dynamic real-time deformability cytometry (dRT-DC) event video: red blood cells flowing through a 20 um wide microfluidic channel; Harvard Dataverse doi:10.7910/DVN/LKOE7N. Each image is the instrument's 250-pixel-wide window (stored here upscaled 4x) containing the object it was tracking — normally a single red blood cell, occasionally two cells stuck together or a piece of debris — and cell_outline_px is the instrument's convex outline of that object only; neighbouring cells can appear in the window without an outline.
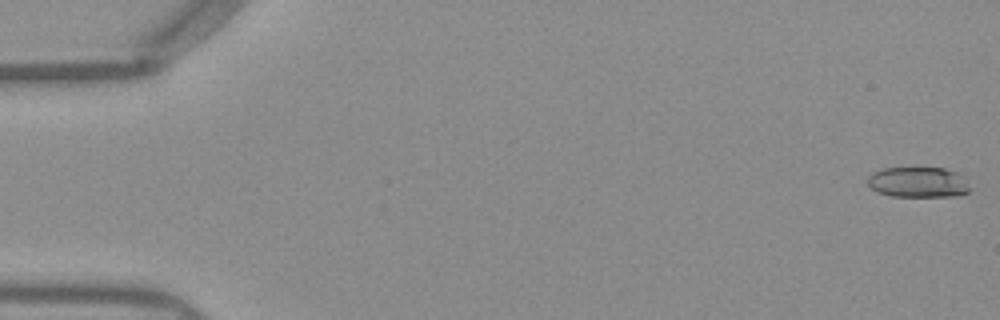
{"species": "Egyptian fruit bat (a non-hibernating species)", "species_latin": "Rousettus aegyptiacus", "temperature_condition": "warm", "stored_images_in_passage": 52, "camera_frame_rate_fps": 3000, "um_per_image_px": 0.085, "frame": {"image": 1, "passage_image": 1, "time_ms": 0.0, "image_size_px": [1000, 320], "cell_outline_px": [[968, 192], [960, 196], [892, 196], [880, 192], [872, 188], [868, 184], [868, 176], [872, 172], [884, 168], [944, 168], [960, 172], [968, 188]], "centroid_in_image_um": [78.05, 15.48], "position_along_channel_um": 7.0, "area_um2": 18.03}}
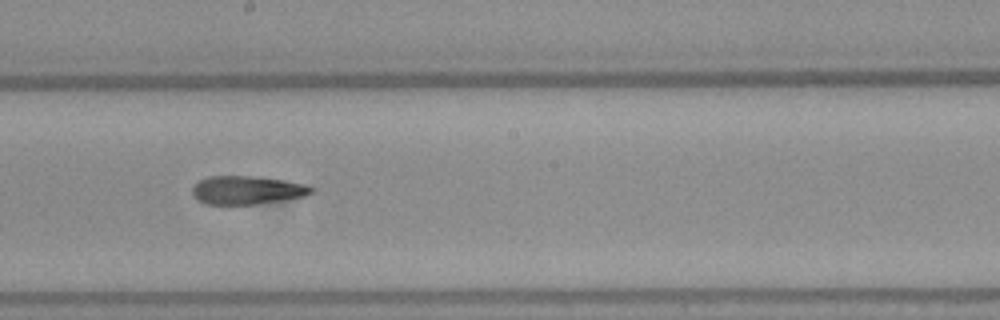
{"frame": {"image": 2, "passage_image": 29, "time_ms": 9.333, "image_size_px": [1000, 320], "cell_outline_px": [[316, 188], [312, 192], [304, 196], [256, 204], [208, 204], [192, 196], [192, 188], [200, 180], [208, 176], [252, 176], [308, 184]], "centroid_in_image_um": [21.0, 16.15], "position_along_channel_um": 227.2, "area_um2": 19.48}}
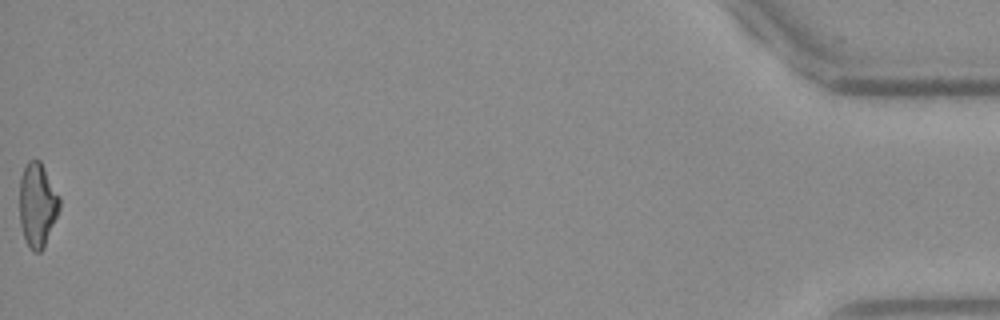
{"frame": {"image": 3, "passage_image": 52, "time_ms": 17.0, "image_size_px": [1000, 320], "cell_outline_px": [[60, 208], [44, 248], [40, 252], [32, 252], [24, 236], [20, 224], [20, 180], [24, 168], [28, 160], [40, 160], [60, 196]], "centroid_in_image_um": [3.19, 17.42], "position_along_channel_um": 432.0, "area_um2": 19.54}, "authors_computed_cell_mechanics": {"area_um2": 19.8254, "velocity_mm_per_s": 3.9685, "shape_relaxation_time_tau1_ms": 6.1607, "shape_relaxation_time_tau2_ms": 2.4726, "deformation_change_tau1": 0.2084, "deformation_change_tau2": 0.126}}